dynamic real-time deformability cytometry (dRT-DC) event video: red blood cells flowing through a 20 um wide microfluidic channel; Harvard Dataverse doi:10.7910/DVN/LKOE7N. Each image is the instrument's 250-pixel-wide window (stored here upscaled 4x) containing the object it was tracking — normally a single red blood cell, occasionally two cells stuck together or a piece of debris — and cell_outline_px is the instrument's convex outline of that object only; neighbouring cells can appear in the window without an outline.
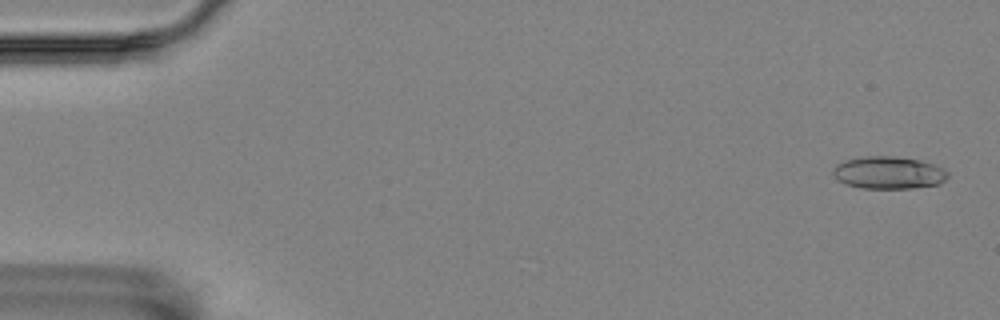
{"species": "Egyptian fruit bat (a non-hibernating species)", "species_latin": "Rousettus aegyptiacus", "temperature_condition": "room temperature", "stored_images_in_passage": 17, "camera_frame_rate_fps": 3000, "um_per_image_px": 0.085, "animal": {"sex": "female"}, "frame": {"image": 1, "passage_image": 1, "time_ms": 0.0, "image_size_px": [1000, 320], "cell_outline_px": [[948, 176], [944, 180], [936, 184], [912, 188], [864, 188], [844, 184], [836, 180], [832, 176], [832, 168], [836, 164], [844, 160], [864, 156], [892, 156], [920, 160], [936, 164], [944, 168], [948, 172]], "centroid_in_image_um": [75.48, 14.67], "position_along_channel_um": 9.5, "area_um2": 21.91}}
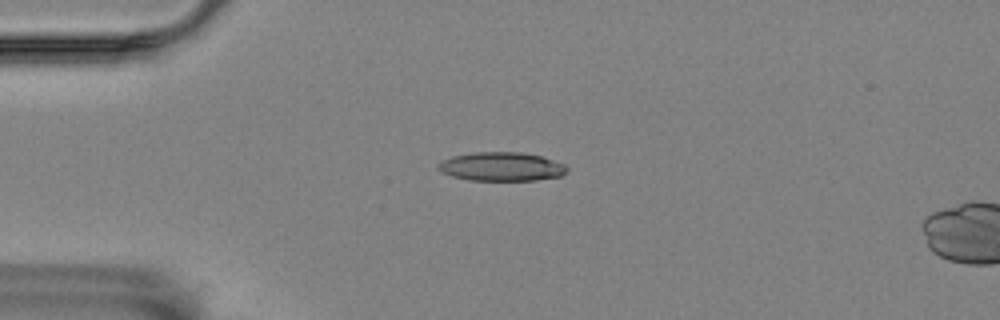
{"frame": {"image": 2, "passage_image": 13, "time_ms": 4.0, "image_size_px": [1000, 320], "cell_outline_px": [[568, 168], [560, 176], [536, 180], [468, 180], [452, 176], [440, 172], [436, 168], [436, 164], [440, 160], [452, 156], [472, 152], [520, 152], [540, 156], [564, 164]], "centroid_in_image_um": [42.53, 14.16], "position_along_channel_um": 42.5, "area_um2": 21.68}}